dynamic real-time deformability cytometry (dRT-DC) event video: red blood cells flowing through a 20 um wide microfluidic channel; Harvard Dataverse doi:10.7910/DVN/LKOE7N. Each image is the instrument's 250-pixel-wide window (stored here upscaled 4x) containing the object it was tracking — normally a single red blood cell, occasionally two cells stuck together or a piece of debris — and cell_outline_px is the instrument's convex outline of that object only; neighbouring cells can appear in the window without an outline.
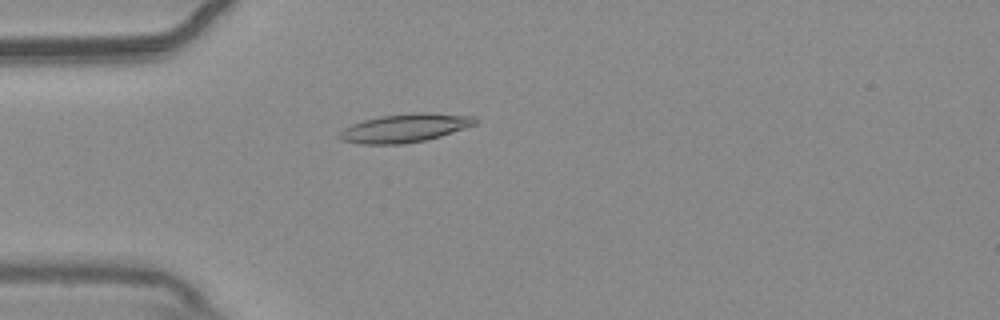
{"species": "common noctule bat (a hibernating species)", "species_latin": "Nyctalus noctula", "temperature_condition": "warm", "stored_images_in_passage": 54, "camera_frame_rate_fps": 3000, "um_per_image_px": 0.085, "animal": {"sex": "male", "body_mass_g": 20.4}, "frame": {"image": 1, "passage_image": 15, "time_ms": 4.667, "image_size_px": [1000, 320], "cell_outline_px": [[480, 120], [476, 124], [440, 136], [424, 140], [400, 144], [360, 144], [340, 140], [336, 136], [344, 128], [352, 124], [364, 120], [380, 116], [412, 112], [428, 112], [476, 116]], "centroid_in_image_um": [34.42, 10.87], "position_along_channel_um": 50.6, "area_um2": 22.66}}
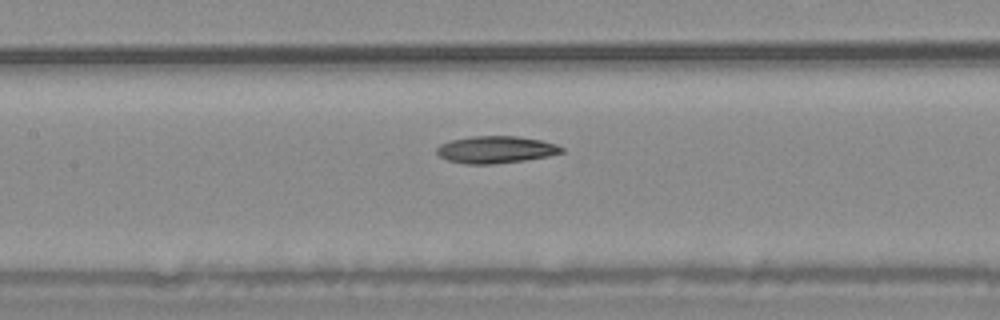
{"frame": {"image": 2, "passage_image": 25, "time_ms": 8.0, "image_size_px": [1000, 320], "cell_outline_px": [[564, 152], [548, 156], [524, 160], [492, 164], [468, 164], [448, 160], [440, 156], [436, 152], [436, 148], [440, 144], [452, 140], [472, 136], [516, 136], [540, 140], [556, 144], [564, 148]], "centroid_in_image_um": [42.15, 12.71], "position_along_channel_um": 165.3, "area_um2": 19.59}}
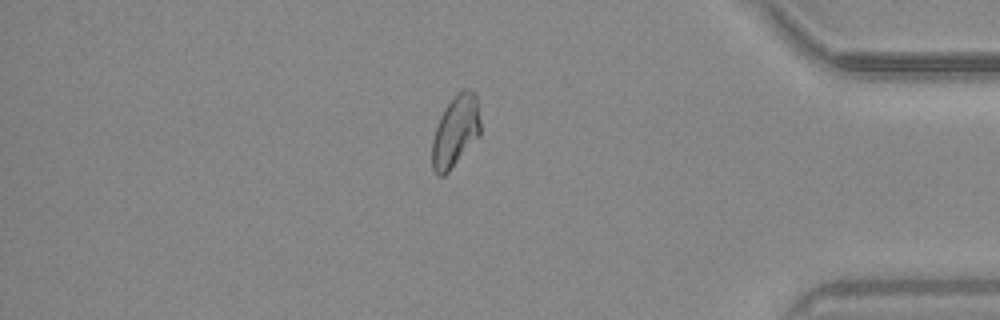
{"frame": {"image": 3, "passage_image": 46, "time_ms": 15.0, "image_size_px": [1000, 320], "cell_outline_px": [[480, 136], [448, 172], [444, 176], [436, 176], [432, 168], [432, 140], [440, 116], [444, 108], [456, 92], [464, 88], [472, 88], [476, 92], [480, 120]], "centroid_in_image_um": [38.73, 11.12], "position_along_channel_um": 396.5, "area_um2": 20.52}}